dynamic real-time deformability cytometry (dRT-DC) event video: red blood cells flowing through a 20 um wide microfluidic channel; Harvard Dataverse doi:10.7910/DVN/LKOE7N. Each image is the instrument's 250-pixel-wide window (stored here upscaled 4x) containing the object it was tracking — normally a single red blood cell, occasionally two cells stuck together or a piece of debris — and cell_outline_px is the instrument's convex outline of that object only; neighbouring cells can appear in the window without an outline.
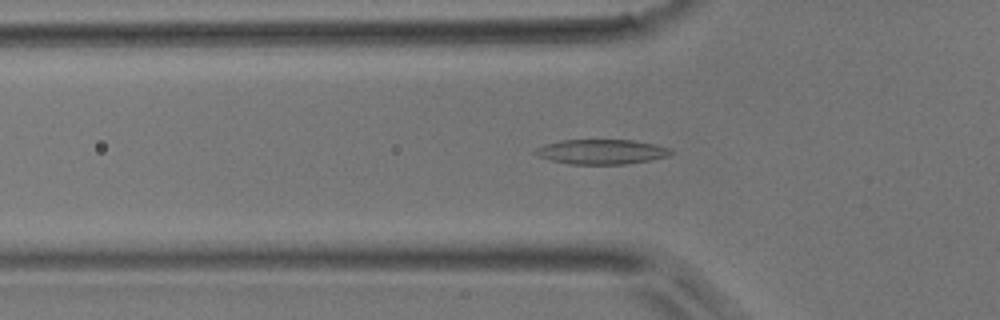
{"species": "common noctule bat (a hibernating species)", "species_latin": "Nyctalus noctula", "temperature_condition": "room temperature", "stored_images_in_passage": 37, "camera_frame_rate_fps": 3000, "um_per_image_px": 0.085, "animal": {"sex": "male", "body_mass_g": 17.9}, "frame": {"image": 1, "passage_image": 3, "time_ms": 0.667, "image_size_px": [1000, 320], "cell_outline_px": [[676, 152], [668, 156], [652, 160], [624, 164], [568, 164], [536, 156], [532, 152], [536, 148], [544, 144], [560, 140], [632, 140], [656, 144], [668, 148]], "centroid_in_image_um": [51.12, 12.9], "position_along_channel_um": 74.7, "area_um2": 19.77}}
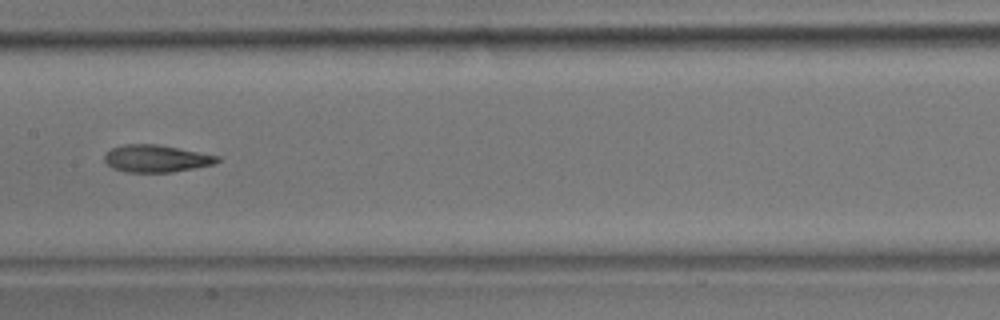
{"frame": {"image": 2, "passage_image": 12, "time_ms": 3.667, "image_size_px": [1000, 320], "cell_outline_px": [[220, 160], [212, 164], [172, 172], [124, 172], [112, 168], [104, 160], [104, 156], [112, 148], [124, 144], [156, 144], [220, 156]], "centroid_in_image_um": [13.25, 13.48], "position_along_channel_um": 194.2, "area_um2": 17.69}}
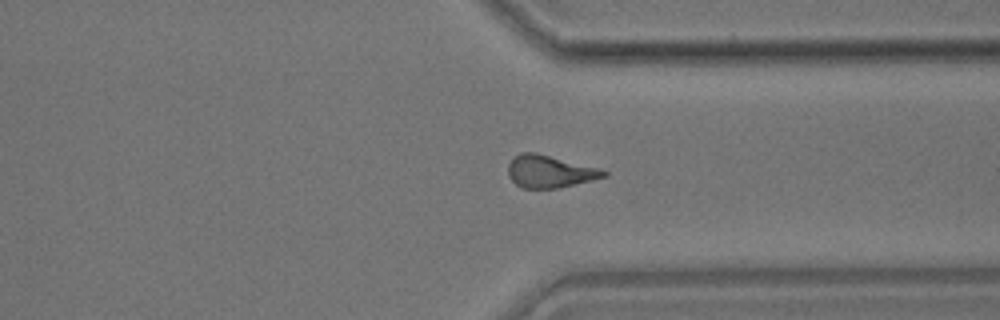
{"frame": {"image": 3, "passage_image": 25, "time_ms": 8.0, "image_size_px": [1000, 320], "cell_outline_px": [[608, 176], [592, 180], [556, 188], [524, 188], [516, 184], [508, 176], [508, 164], [512, 156], [520, 152], [536, 152], [600, 168], [608, 172]], "centroid_in_image_um": [46.71, 14.55], "position_along_channel_um": 364.7, "area_um2": 18.15}}